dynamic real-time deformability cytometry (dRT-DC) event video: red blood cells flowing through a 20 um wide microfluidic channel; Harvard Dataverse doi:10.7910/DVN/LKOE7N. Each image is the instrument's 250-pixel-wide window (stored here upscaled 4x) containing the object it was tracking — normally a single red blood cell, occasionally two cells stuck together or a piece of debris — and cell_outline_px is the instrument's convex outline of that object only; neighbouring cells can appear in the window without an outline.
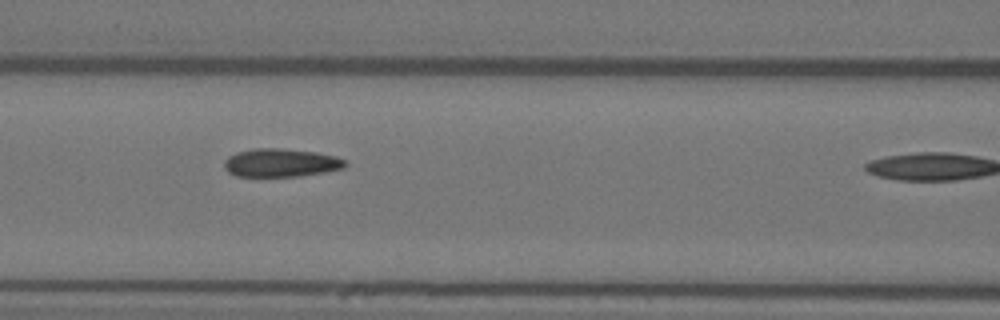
{"species": "Egyptian fruit bat (a non-hibernating species)", "species_latin": "Rousettus aegyptiacus", "temperature_condition": "warm", "stored_images_in_passage": 9, "camera_frame_rate_fps": 3000, "um_per_image_px": 0.085, "animal": {"sex": "female"}, "frame": {"image": 1, "passage_image": 8, "time_ms": 2.333, "image_size_px": [1000, 320], "cell_outline_px": [[348, 164], [344, 168], [324, 172], [296, 176], [236, 176], [228, 172], [224, 168], [224, 160], [228, 156], [236, 152], [252, 148], [284, 148], [316, 152], [336, 156], [344, 160]], "centroid_in_image_um": [23.85, 13.82], "position_along_channel_um": 142.7, "area_um2": 20.06}}